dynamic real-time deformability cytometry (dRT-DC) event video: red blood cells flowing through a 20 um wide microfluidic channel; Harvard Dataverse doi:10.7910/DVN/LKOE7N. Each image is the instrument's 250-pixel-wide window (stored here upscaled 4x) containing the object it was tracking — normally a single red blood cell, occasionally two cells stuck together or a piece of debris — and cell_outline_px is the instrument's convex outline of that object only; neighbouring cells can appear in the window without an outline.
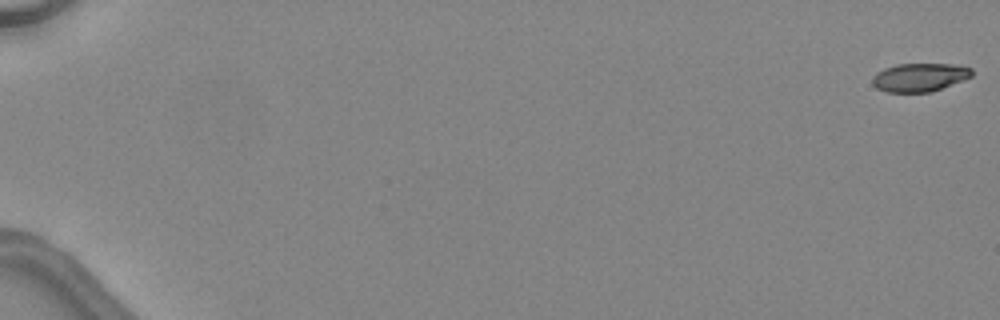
{"species": "common noctule bat (a hibernating species)", "species_latin": "Nyctalus noctula", "temperature_condition": "warm", "stored_images_in_passage": 15, "camera_frame_rate_fps": 3000, "um_per_image_px": 0.085, "animal": {"sex": "female", "body_mass_g": 24.6, "forearm_length_mm": 56.2}, "frame": {"image": 1, "passage_image": 1, "time_ms": 0.0, "image_size_px": [1000, 320], "cell_outline_px": [[972, 76], [964, 80], [928, 92], [888, 92], [876, 88], [872, 84], [872, 76], [876, 72], [884, 68], [896, 64], [952, 64], [972, 68]], "centroid_in_image_um": [78.13, 6.56], "position_along_channel_um": 6.9, "area_um2": 16.42}}
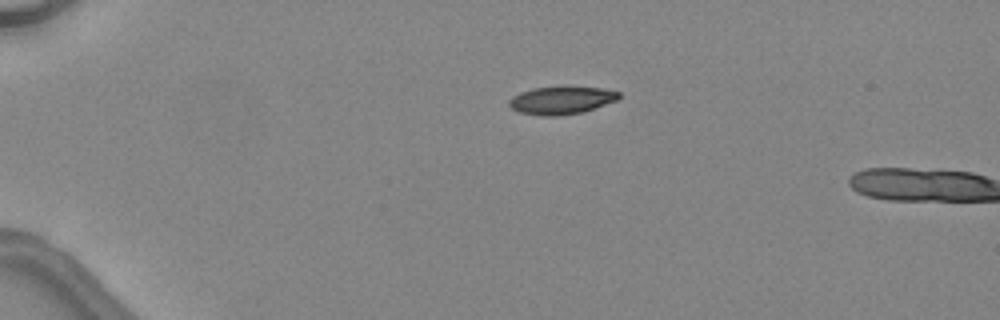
{"frame": {"image": 2, "passage_image": 13, "time_ms": 4.0, "image_size_px": [1000, 320], "cell_outline_px": [[620, 96], [616, 100], [584, 112], [556, 116], [544, 116], [520, 112], [512, 108], [508, 104], [508, 100], [512, 96], [520, 92], [532, 88], [568, 84], [604, 88], [620, 92]], "centroid_in_image_um": [47.73, 8.47], "position_along_channel_um": 37.3, "area_um2": 18.44}}